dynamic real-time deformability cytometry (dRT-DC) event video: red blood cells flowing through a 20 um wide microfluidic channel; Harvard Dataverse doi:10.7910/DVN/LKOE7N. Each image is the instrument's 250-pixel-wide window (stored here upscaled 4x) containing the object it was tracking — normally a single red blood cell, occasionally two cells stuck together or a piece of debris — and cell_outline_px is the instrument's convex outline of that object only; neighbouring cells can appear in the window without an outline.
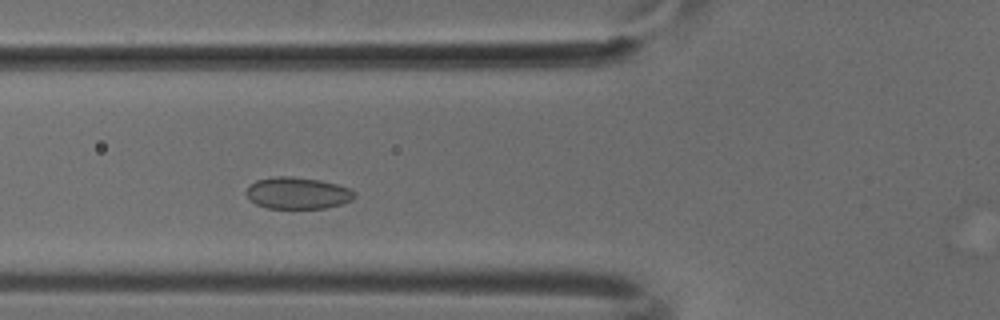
{"species": "common noctule bat (a hibernating species)", "species_latin": "Nyctalus noctula", "temperature_condition": "cold", "stored_images_in_passage": 44, "camera_frame_rate_fps": 3000, "um_per_image_px": 0.085, "animal": {"sex": "male", "body_mass_g": 18.8}, "frame": {"image": 1, "passage_image": 12, "time_ms": 3.667, "image_size_px": [1000, 320], "cell_outline_px": [[356, 196], [352, 200], [340, 204], [324, 208], [268, 208], [256, 204], [244, 192], [256, 180], [272, 176], [292, 176], [320, 180], [352, 188], [356, 192]], "centroid_in_image_um": [25.33, 16.4], "position_along_channel_um": 100.5, "area_um2": 20.06}}
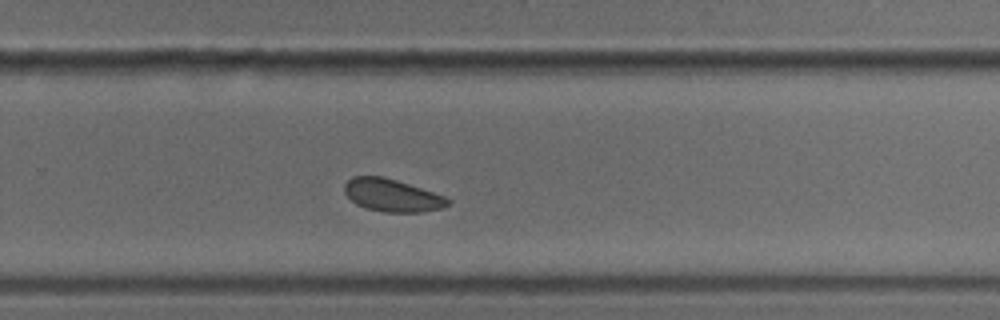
{"frame": {"image": 2, "passage_image": 27, "time_ms": 8.667, "image_size_px": [1000, 320], "cell_outline_px": [[452, 200], [444, 208], [420, 212], [384, 212], [364, 208], [356, 204], [344, 192], [344, 184], [352, 176], [384, 176], [444, 196]], "centroid_in_image_um": [33.31, 16.61], "position_along_channel_um": 296.5, "area_um2": 19.59}}
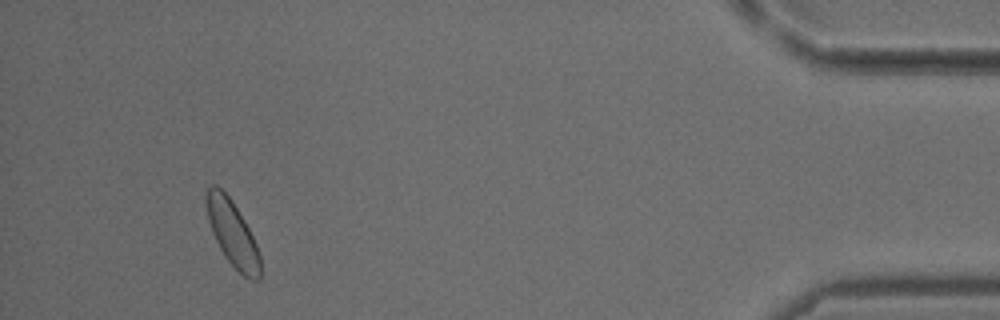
{"frame": {"image": 3, "passage_image": 41, "time_ms": 13.333, "image_size_px": [1000, 320], "cell_outline_px": [[260, 280], [252, 280], [244, 276], [224, 256], [212, 232], [208, 220], [204, 204], [204, 192], [212, 184], [216, 184], [228, 196], [244, 220], [256, 244], [260, 256]], "centroid_in_image_um": [19.72, 19.8], "position_along_channel_um": 415.5, "area_um2": 20.46}}